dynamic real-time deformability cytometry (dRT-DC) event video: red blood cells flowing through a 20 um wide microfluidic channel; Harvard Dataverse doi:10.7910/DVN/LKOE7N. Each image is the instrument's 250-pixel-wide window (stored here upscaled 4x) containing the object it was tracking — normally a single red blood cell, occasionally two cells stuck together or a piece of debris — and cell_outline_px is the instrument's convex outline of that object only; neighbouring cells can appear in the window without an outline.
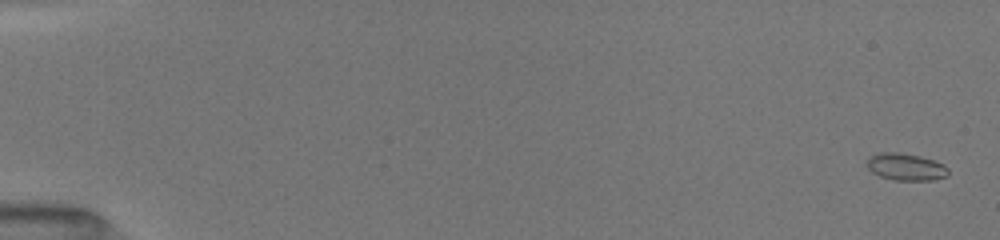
{"species": "common noctule bat (a hibernating species)", "species_latin": "Nyctalus noctula", "temperature_condition": "room temperature", "stored_images_in_passage": 47, "camera_frame_rate_fps": 3000, "um_per_image_px": 0.085, "animal": {"sex": "female", "body_mass_g": 19.5, "forearm_length_mm": 54.1}, "frame": {"image": 1, "passage_image": 1, "time_ms": 0.0, "image_size_px": [1000, 240], "cell_outline_px": [[948, 176], [936, 180], [896, 180], [880, 176], [872, 172], [868, 168], [868, 160], [872, 156], [880, 152], [900, 152], [920, 156], [944, 164], [948, 168]], "centroid_in_image_um": [77.04, 14.19], "position_along_channel_um": 8.0, "area_um2": 12.77}}
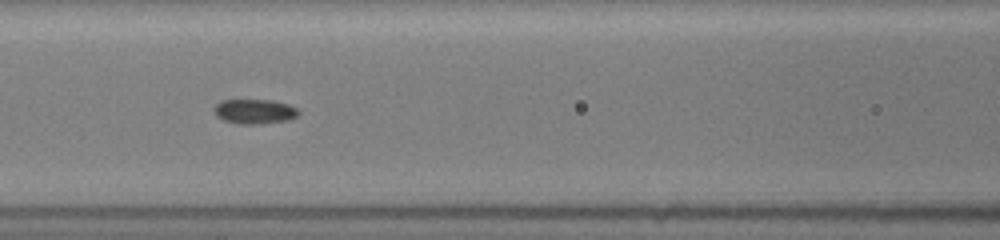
{"frame": {"image": 2, "passage_image": 20, "time_ms": 7.667, "image_size_px": [1000, 240], "cell_outline_px": [[300, 112], [296, 116], [288, 120], [260, 124], [240, 124], [224, 120], [216, 116], [216, 104], [220, 100], [272, 100], [288, 104], [296, 108]], "centroid_in_image_um": [21.66, 9.47], "position_along_channel_um": 144.9, "area_um2": 12.02}}
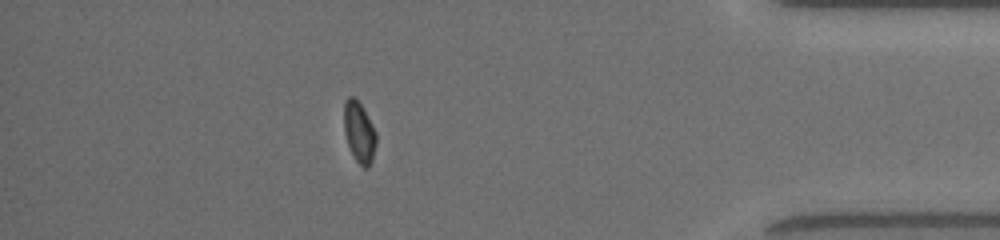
{"frame": {"image": 3, "passage_image": 41, "time_ms": 15.0, "image_size_px": [1000, 240], "cell_outline_px": [[376, 144], [372, 160], [368, 168], [364, 168], [356, 160], [348, 144], [344, 132], [344, 104], [348, 96], [352, 96], [360, 104], [372, 124], [376, 132]], "centroid_in_image_um": [30.53, 11.24], "position_along_channel_um": 404.7, "area_um2": 11.21}, "authors_computed_cell_mechanics": {"area_um2": 11.7912, "velocity_mm_per_s": 4.0349, "shape_relaxation_time_tau1_ms": 6.9823, "shape_relaxation_time_tau2_ms": 4.4207, "deformation_change_tau1": 0.1825, "deformation_change_tau2": 0.0418}}